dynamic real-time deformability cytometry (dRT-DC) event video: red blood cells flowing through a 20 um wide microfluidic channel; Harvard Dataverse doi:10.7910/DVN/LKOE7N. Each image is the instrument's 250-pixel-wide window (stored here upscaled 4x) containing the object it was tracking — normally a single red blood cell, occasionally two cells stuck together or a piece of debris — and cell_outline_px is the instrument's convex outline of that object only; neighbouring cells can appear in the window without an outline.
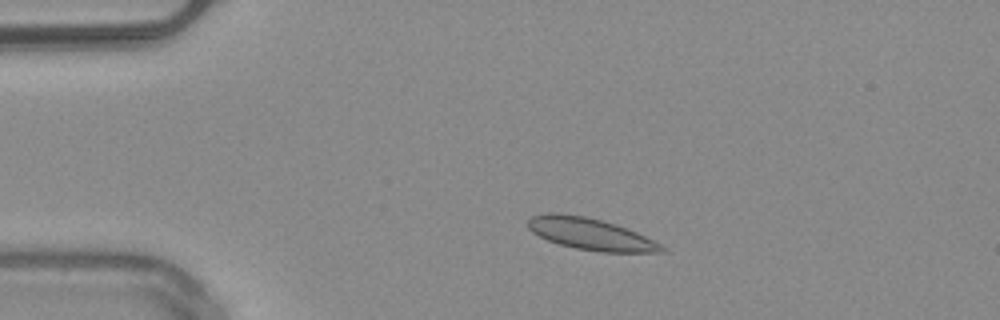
{"species": "common noctule bat (a hibernating species)", "species_latin": "Nyctalus noctula", "temperature_condition": "warm", "stored_images_in_passage": 48, "camera_frame_rate_fps": 3000, "um_per_image_px": 0.085, "animal": {"sex": "male", "body_mass_g": 20.4}, "frame": {"image": 1, "passage_image": 8, "time_ms": 2.333, "image_size_px": [1000, 320], "cell_outline_px": [[668, 252], [600, 252], [576, 248], [560, 244], [548, 240], [532, 232], [528, 228], [528, 220], [532, 216], [548, 212], [560, 212], [584, 216], [616, 224], [636, 232], [668, 248]], "centroid_in_image_um": [50.19, 19.88], "position_along_channel_um": 34.8, "area_um2": 24.68}, "authors_computed_cell_mechanics": {"area_um2": 22.9755, "velocity_mm_per_s": 4.0057, "shape_relaxation_time_tau1_ms": 5.7916, "shape_relaxation_time_tau2_ms": 1.3979, "deformation_change_tau1": 0.1189, "deformation_change_tau2": 0.0577}}